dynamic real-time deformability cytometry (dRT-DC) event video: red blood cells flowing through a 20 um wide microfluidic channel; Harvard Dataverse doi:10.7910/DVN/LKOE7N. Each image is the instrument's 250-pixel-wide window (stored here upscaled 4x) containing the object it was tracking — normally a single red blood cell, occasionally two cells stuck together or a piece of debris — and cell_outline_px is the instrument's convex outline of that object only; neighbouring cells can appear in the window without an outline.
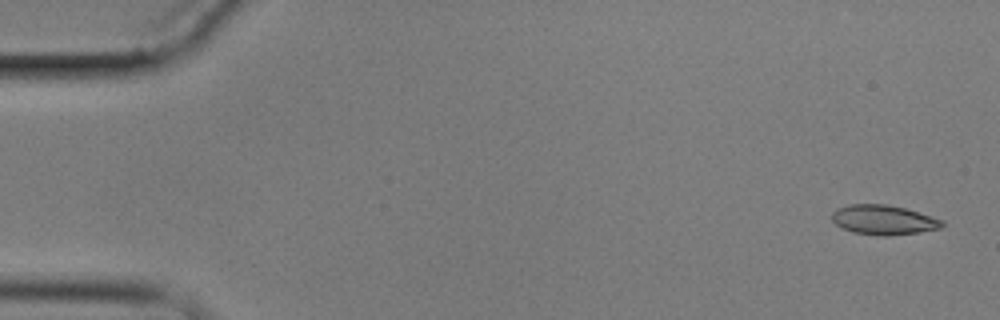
{"species": "common noctule bat (a hibernating species)", "species_latin": "Nyctalus noctula", "temperature_condition": "cold", "stored_images_in_passage": 6, "camera_frame_rate_fps": 3000, "um_per_image_px": 0.085, "animal": {"sex": "male", "body_mass_g": 17.9}, "frame": {"image": 1, "passage_image": 1, "time_ms": 0.0, "image_size_px": [1000, 320], "cell_outline_px": [[944, 224], [940, 228], [920, 232], [888, 236], [876, 236], [852, 232], [836, 224], [832, 220], [832, 212], [836, 208], [848, 204], [884, 204], [904, 208], [944, 220]], "centroid_in_image_um": [75.08, 18.69], "position_along_channel_um": 9.9, "area_um2": 19.07}}
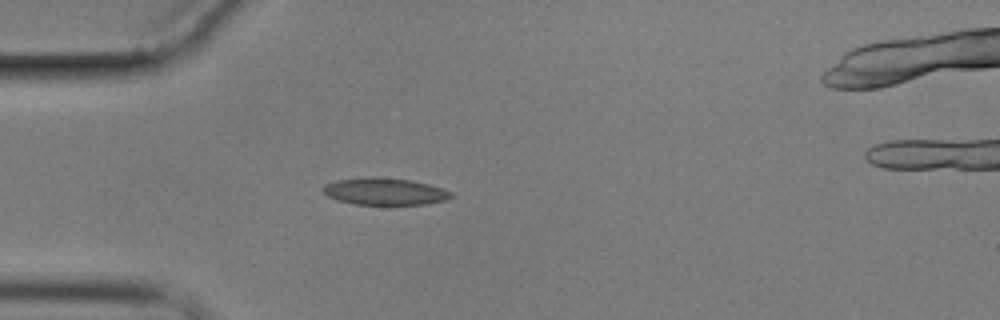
{"frame": {"image": 2, "passage_image": 5, "time_ms": 4.667, "image_size_px": [1000, 320], "cell_outline_px": [[452, 196], [444, 200], [428, 204], [356, 204], [336, 200], [328, 196], [324, 192], [324, 184], [336, 180], [368, 176], [380, 176], [412, 180], [428, 184], [452, 192]], "centroid_in_image_um": [32.68, 16.25], "position_along_channel_um": 52.3, "area_um2": 20.17}}